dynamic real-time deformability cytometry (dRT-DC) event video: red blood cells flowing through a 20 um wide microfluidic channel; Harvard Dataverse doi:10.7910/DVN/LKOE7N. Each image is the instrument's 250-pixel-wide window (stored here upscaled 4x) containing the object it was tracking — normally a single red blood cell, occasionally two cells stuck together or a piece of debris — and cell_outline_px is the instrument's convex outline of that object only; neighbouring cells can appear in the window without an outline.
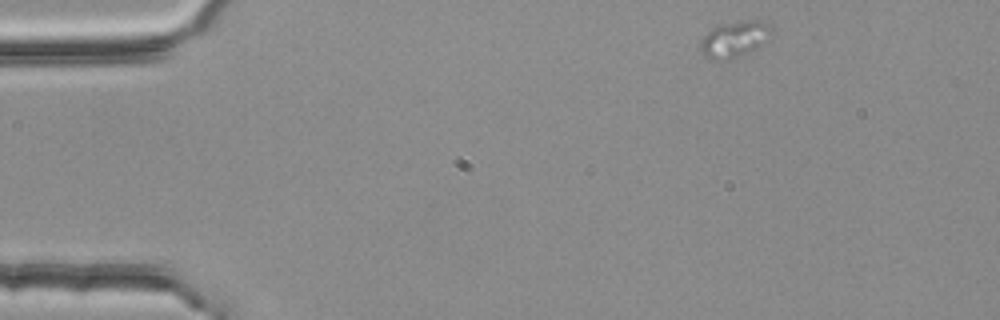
{"species": "common noctule bat (a hibernating species)", "species_latin": "Nyctalus noctula", "temperature_condition": "room temperature", "stored_images_in_passage": 3, "camera_frame_rate_fps": 3000, "um_per_image_px": 0.085, "animal": {"sex": "female", "body_mass_g": 25.1}, "frame": {"image": 1, "passage_image": 1, "time_ms": 0.0, "image_size_px": [1000, 320], "cell_outline_px": [[772, 32], [768, 40], [760, 48], [728, 60], [712, 60], [704, 56], [700, 52], [700, 44], [704, 36], [712, 28], [720, 24], [748, 20], [760, 20], [772, 28]], "centroid_in_image_um": [62.44, 3.35], "position_along_channel_um": 22.6, "area_um2": 15.14}}